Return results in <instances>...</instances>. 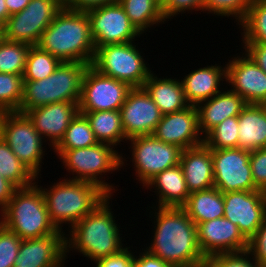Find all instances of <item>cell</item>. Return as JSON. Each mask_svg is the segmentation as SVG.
<instances>
[{
	"label": "cell",
	"mask_w": 266,
	"mask_h": 267,
	"mask_svg": "<svg viewBox=\"0 0 266 267\" xmlns=\"http://www.w3.org/2000/svg\"><path fill=\"white\" fill-rule=\"evenodd\" d=\"M152 214L154 234L145 249L171 267H204L205 257L197 239V227L182 207H158ZM154 214V216H153Z\"/></svg>",
	"instance_id": "obj_1"
},
{
	"label": "cell",
	"mask_w": 266,
	"mask_h": 267,
	"mask_svg": "<svg viewBox=\"0 0 266 267\" xmlns=\"http://www.w3.org/2000/svg\"><path fill=\"white\" fill-rule=\"evenodd\" d=\"M108 196L93 211L74 224L69 234L65 233V258L70 251L79 252L94 263L103 257L120 253L126 248L120 237V226L116 223L114 211ZM114 215V216H113ZM125 246V247H124ZM74 250V251H73Z\"/></svg>",
	"instance_id": "obj_2"
},
{
	"label": "cell",
	"mask_w": 266,
	"mask_h": 267,
	"mask_svg": "<svg viewBox=\"0 0 266 267\" xmlns=\"http://www.w3.org/2000/svg\"><path fill=\"white\" fill-rule=\"evenodd\" d=\"M37 45L62 62L91 65L95 55V44L87 12L63 6L43 32Z\"/></svg>",
	"instance_id": "obj_3"
},
{
	"label": "cell",
	"mask_w": 266,
	"mask_h": 267,
	"mask_svg": "<svg viewBox=\"0 0 266 267\" xmlns=\"http://www.w3.org/2000/svg\"><path fill=\"white\" fill-rule=\"evenodd\" d=\"M39 187L51 222L61 231L64 223L71 228L109 196L93 183L69 180L68 177L47 188Z\"/></svg>",
	"instance_id": "obj_4"
},
{
	"label": "cell",
	"mask_w": 266,
	"mask_h": 267,
	"mask_svg": "<svg viewBox=\"0 0 266 267\" xmlns=\"http://www.w3.org/2000/svg\"><path fill=\"white\" fill-rule=\"evenodd\" d=\"M38 178L33 185L18 188L2 209V225L22 240L65 234L66 231L58 230L51 222Z\"/></svg>",
	"instance_id": "obj_5"
},
{
	"label": "cell",
	"mask_w": 266,
	"mask_h": 267,
	"mask_svg": "<svg viewBox=\"0 0 266 267\" xmlns=\"http://www.w3.org/2000/svg\"><path fill=\"white\" fill-rule=\"evenodd\" d=\"M117 151L114 146L107 143H97L94 146L77 149L54 150L64 169L71 172L69 175H73L72 178L68 176L69 180L93 183L110 196L114 195V190L117 189L114 184L106 181V173L112 174L121 170L125 164L128 165L125 156L123 159V155Z\"/></svg>",
	"instance_id": "obj_6"
},
{
	"label": "cell",
	"mask_w": 266,
	"mask_h": 267,
	"mask_svg": "<svg viewBox=\"0 0 266 267\" xmlns=\"http://www.w3.org/2000/svg\"><path fill=\"white\" fill-rule=\"evenodd\" d=\"M88 64L81 62H62L45 79L23 81V96L18 112L56 103L79 102L84 74Z\"/></svg>",
	"instance_id": "obj_7"
},
{
	"label": "cell",
	"mask_w": 266,
	"mask_h": 267,
	"mask_svg": "<svg viewBox=\"0 0 266 267\" xmlns=\"http://www.w3.org/2000/svg\"><path fill=\"white\" fill-rule=\"evenodd\" d=\"M136 45L133 41L95 48L91 66L105 76L125 82L131 88L143 87L153 71Z\"/></svg>",
	"instance_id": "obj_8"
},
{
	"label": "cell",
	"mask_w": 266,
	"mask_h": 267,
	"mask_svg": "<svg viewBox=\"0 0 266 267\" xmlns=\"http://www.w3.org/2000/svg\"><path fill=\"white\" fill-rule=\"evenodd\" d=\"M0 136L25 166L37 177L41 175L46 143L26 114L1 112Z\"/></svg>",
	"instance_id": "obj_9"
},
{
	"label": "cell",
	"mask_w": 266,
	"mask_h": 267,
	"mask_svg": "<svg viewBox=\"0 0 266 267\" xmlns=\"http://www.w3.org/2000/svg\"><path fill=\"white\" fill-rule=\"evenodd\" d=\"M63 6L60 0H31L25 9L9 16L2 27V37L9 41L37 45Z\"/></svg>",
	"instance_id": "obj_10"
},
{
	"label": "cell",
	"mask_w": 266,
	"mask_h": 267,
	"mask_svg": "<svg viewBox=\"0 0 266 267\" xmlns=\"http://www.w3.org/2000/svg\"><path fill=\"white\" fill-rule=\"evenodd\" d=\"M127 141L132 151L130 163L134 164L136 179L143 186L158 173L180 163L182 149L153 135L136 136Z\"/></svg>",
	"instance_id": "obj_11"
},
{
	"label": "cell",
	"mask_w": 266,
	"mask_h": 267,
	"mask_svg": "<svg viewBox=\"0 0 266 267\" xmlns=\"http://www.w3.org/2000/svg\"><path fill=\"white\" fill-rule=\"evenodd\" d=\"M132 88L88 66L82 81L79 112L120 110Z\"/></svg>",
	"instance_id": "obj_12"
},
{
	"label": "cell",
	"mask_w": 266,
	"mask_h": 267,
	"mask_svg": "<svg viewBox=\"0 0 266 267\" xmlns=\"http://www.w3.org/2000/svg\"><path fill=\"white\" fill-rule=\"evenodd\" d=\"M214 187L222 193L234 191H256L251 165L250 151L241 148L211 149Z\"/></svg>",
	"instance_id": "obj_13"
},
{
	"label": "cell",
	"mask_w": 266,
	"mask_h": 267,
	"mask_svg": "<svg viewBox=\"0 0 266 267\" xmlns=\"http://www.w3.org/2000/svg\"><path fill=\"white\" fill-rule=\"evenodd\" d=\"M87 15L95 48L137 41L135 38L143 35L131 23L119 2L93 8Z\"/></svg>",
	"instance_id": "obj_14"
},
{
	"label": "cell",
	"mask_w": 266,
	"mask_h": 267,
	"mask_svg": "<svg viewBox=\"0 0 266 267\" xmlns=\"http://www.w3.org/2000/svg\"><path fill=\"white\" fill-rule=\"evenodd\" d=\"M226 82L247 104L266 103V73L245 51L228 59Z\"/></svg>",
	"instance_id": "obj_15"
},
{
	"label": "cell",
	"mask_w": 266,
	"mask_h": 267,
	"mask_svg": "<svg viewBox=\"0 0 266 267\" xmlns=\"http://www.w3.org/2000/svg\"><path fill=\"white\" fill-rule=\"evenodd\" d=\"M223 198L224 217L237 225L249 240L266 219V192H226Z\"/></svg>",
	"instance_id": "obj_16"
},
{
	"label": "cell",
	"mask_w": 266,
	"mask_h": 267,
	"mask_svg": "<svg viewBox=\"0 0 266 267\" xmlns=\"http://www.w3.org/2000/svg\"><path fill=\"white\" fill-rule=\"evenodd\" d=\"M119 111L127 139L152 135L163 115L143 87L132 88Z\"/></svg>",
	"instance_id": "obj_17"
},
{
	"label": "cell",
	"mask_w": 266,
	"mask_h": 267,
	"mask_svg": "<svg viewBox=\"0 0 266 267\" xmlns=\"http://www.w3.org/2000/svg\"><path fill=\"white\" fill-rule=\"evenodd\" d=\"M196 227L199 248L205 258L248 250L249 240L225 217L199 223Z\"/></svg>",
	"instance_id": "obj_18"
},
{
	"label": "cell",
	"mask_w": 266,
	"mask_h": 267,
	"mask_svg": "<svg viewBox=\"0 0 266 267\" xmlns=\"http://www.w3.org/2000/svg\"><path fill=\"white\" fill-rule=\"evenodd\" d=\"M152 135L156 139L176 145L182 150L204 144V137L198 125L197 108L194 105H189L178 112L162 115L161 121Z\"/></svg>",
	"instance_id": "obj_19"
},
{
	"label": "cell",
	"mask_w": 266,
	"mask_h": 267,
	"mask_svg": "<svg viewBox=\"0 0 266 267\" xmlns=\"http://www.w3.org/2000/svg\"><path fill=\"white\" fill-rule=\"evenodd\" d=\"M78 103L56 102L25 113L49 148L51 147L50 151L60 142L71 120L79 112Z\"/></svg>",
	"instance_id": "obj_20"
},
{
	"label": "cell",
	"mask_w": 266,
	"mask_h": 267,
	"mask_svg": "<svg viewBox=\"0 0 266 267\" xmlns=\"http://www.w3.org/2000/svg\"><path fill=\"white\" fill-rule=\"evenodd\" d=\"M65 234L22 240L13 267H65Z\"/></svg>",
	"instance_id": "obj_21"
},
{
	"label": "cell",
	"mask_w": 266,
	"mask_h": 267,
	"mask_svg": "<svg viewBox=\"0 0 266 267\" xmlns=\"http://www.w3.org/2000/svg\"><path fill=\"white\" fill-rule=\"evenodd\" d=\"M246 105L244 99L231 91L230 88L198 103L196 105L198 125L202 136L205 137L214 127L228 117L238 116Z\"/></svg>",
	"instance_id": "obj_22"
},
{
	"label": "cell",
	"mask_w": 266,
	"mask_h": 267,
	"mask_svg": "<svg viewBox=\"0 0 266 267\" xmlns=\"http://www.w3.org/2000/svg\"><path fill=\"white\" fill-rule=\"evenodd\" d=\"M179 164L190 193L214 187L212 153L205 144L182 150Z\"/></svg>",
	"instance_id": "obj_23"
},
{
	"label": "cell",
	"mask_w": 266,
	"mask_h": 267,
	"mask_svg": "<svg viewBox=\"0 0 266 267\" xmlns=\"http://www.w3.org/2000/svg\"><path fill=\"white\" fill-rule=\"evenodd\" d=\"M224 80L226 81V65H207L185 74L181 79L185 100L189 105L196 106L212 98L222 91L220 86L224 84Z\"/></svg>",
	"instance_id": "obj_24"
},
{
	"label": "cell",
	"mask_w": 266,
	"mask_h": 267,
	"mask_svg": "<svg viewBox=\"0 0 266 267\" xmlns=\"http://www.w3.org/2000/svg\"><path fill=\"white\" fill-rule=\"evenodd\" d=\"M143 187L150 191L155 189L158 207H182L190 195L180 164L158 173Z\"/></svg>",
	"instance_id": "obj_25"
},
{
	"label": "cell",
	"mask_w": 266,
	"mask_h": 267,
	"mask_svg": "<svg viewBox=\"0 0 266 267\" xmlns=\"http://www.w3.org/2000/svg\"><path fill=\"white\" fill-rule=\"evenodd\" d=\"M238 148L254 151L266 148V107L247 104L238 115Z\"/></svg>",
	"instance_id": "obj_26"
},
{
	"label": "cell",
	"mask_w": 266,
	"mask_h": 267,
	"mask_svg": "<svg viewBox=\"0 0 266 267\" xmlns=\"http://www.w3.org/2000/svg\"><path fill=\"white\" fill-rule=\"evenodd\" d=\"M143 88L164 114L178 112L189 106L185 100L180 78L158 77L152 72L145 81Z\"/></svg>",
	"instance_id": "obj_27"
},
{
	"label": "cell",
	"mask_w": 266,
	"mask_h": 267,
	"mask_svg": "<svg viewBox=\"0 0 266 267\" xmlns=\"http://www.w3.org/2000/svg\"><path fill=\"white\" fill-rule=\"evenodd\" d=\"M182 208L196 225L224 217L223 193L215 187L192 192Z\"/></svg>",
	"instance_id": "obj_28"
},
{
	"label": "cell",
	"mask_w": 266,
	"mask_h": 267,
	"mask_svg": "<svg viewBox=\"0 0 266 267\" xmlns=\"http://www.w3.org/2000/svg\"><path fill=\"white\" fill-rule=\"evenodd\" d=\"M86 116L98 143H107L115 148L117 145L127 142L125 137L121 114L119 110H104L94 112H79Z\"/></svg>",
	"instance_id": "obj_29"
},
{
	"label": "cell",
	"mask_w": 266,
	"mask_h": 267,
	"mask_svg": "<svg viewBox=\"0 0 266 267\" xmlns=\"http://www.w3.org/2000/svg\"><path fill=\"white\" fill-rule=\"evenodd\" d=\"M119 3L131 23L143 35L150 27L165 23L159 0H119Z\"/></svg>",
	"instance_id": "obj_30"
},
{
	"label": "cell",
	"mask_w": 266,
	"mask_h": 267,
	"mask_svg": "<svg viewBox=\"0 0 266 267\" xmlns=\"http://www.w3.org/2000/svg\"><path fill=\"white\" fill-rule=\"evenodd\" d=\"M0 174L17 188H26L36 183L37 176L13 153L0 136Z\"/></svg>",
	"instance_id": "obj_31"
},
{
	"label": "cell",
	"mask_w": 266,
	"mask_h": 267,
	"mask_svg": "<svg viewBox=\"0 0 266 267\" xmlns=\"http://www.w3.org/2000/svg\"><path fill=\"white\" fill-rule=\"evenodd\" d=\"M97 143L90 122L84 114L78 112L71 120L64 136L52 151L84 148L94 146Z\"/></svg>",
	"instance_id": "obj_32"
},
{
	"label": "cell",
	"mask_w": 266,
	"mask_h": 267,
	"mask_svg": "<svg viewBox=\"0 0 266 267\" xmlns=\"http://www.w3.org/2000/svg\"><path fill=\"white\" fill-rule=\"evenodd\" d=\"M61 63L60 59L42 50L38 45H32L27 54L23 81L45 79L54 73Z\"/></svg>",
	"instance_id": "obj_33"
},
{
	"label": "cell",
	"mask_w": 266,
	"mask_h": 267,
	"mask_svg": "<svg viewBox=\"0 0 266 267\" xmlns=\"http://www.w3.org/2000/svg\"><path fill=\"white\" fill-rule=\"evenodd\" d=\"M239 27L242 42L266 43V0H255Z\"/></svg>",
	"instance_id": "obj_34"
},
{
	"label": "cell",
	"mask_w": 266,
	"mask_h": 267,
	"mask_svg": "<svg viewBox=\"0 0 266 267\" xmlns=\"http://www.w3.org/2000/svg\"><path fill=\"white\" fill-rule=\"evenodd\" d=\"M29 44L0 38V73L23 75Z\"/></svg>",
	"instance_id": "obj_35"
},
{
	"label": "cell",
	"mask_w": 266,
	"mask_h": 267,
	"mask_svg": "<svg viewBox=\"0 0 266 267\" xmlns=\"http://www.w3.org/2000/svg\"><path fill=\"white\" fill-rule=\"evenodd\" d=\"M23 96V75L0 73V112L19 111Z\"/></svg>",
	"instance_id": "obj_36"
},
{
	"label": "cell",
	"mask_w": 266,
	"mask_h": 267,
	"mask_svg": "<svg viewBox=\"0 0 266 267\" xmlns=\"http://www.w3.org/2000/svg\"><path fill=\"white\" fill-rule=\"evenodd\" d=\"M238 136V116L228 117L204 137V144L210 149L238 148Z\"/></svg>",
	"instance_id": "obj_37"
},
{
	"label": "cell",
	"mask_w": 266,
	"mask_h": 267,
	"mask_svg": "<svg viewBox=\"0 0 266 267\" xmlns=\"http://www.w3.org/2000/svg\"><path fill=\"white\" fill-rule=\"evenodd\" d=\"M255 0H206L203 13L215 16L233 17L239 25L247 15L248 9ZM208 11V12H207Z\"/></svg>",
	"instance_id": "obj_38"
},
{
	"label": "cell",
	"mask_w": 266,
	"mask_h": 267,
	"mask_svg": "<svg viewBox=\"0 0 266 267\" xmlns=\"http://www.w3.org/2000/svg\"><path fill=\"white\" fill-rule=\"evenodd\" d=\"M204 267H264L259 265L248 250L221 253L205 259Z\"/></svg>",
	"instance_id": "obj_39"
},
{
	"label": "cell",
	"mask_w": 266,
	"mask_h": 267,
	"mask_svg": "<svg viewBox=\"0 0 266 267\" xmlns=\"http://www.w3.org/2000/svg\"><path fill=\"white\" fill-rule=\"evenodd\" d=\"M22 239L0 225V267H13Z\"/></svg>",
	"instance_id": "obj_40"
},
{
	"label": "cell",
	"mask_w": 266,
	"mask_h": 267,
	"mask_svg": "<svg viewBox=\"0 0 266 267\" xmlns=\"http://www.w3.org/2000/svg\"><path fill=\"white\" fill-rule=\"evenodd\" d=\"M206 0H163L161 2V12L164 20L170 19L176 15L181 16L183 13L190 11L203 12Z\"/></svg>",
	"instance_id": "obj_41"
},
{
	"label": "cell",
	"mask_w": 266,
	"mask_h": 267,
	"mask_svg": "<svg viewBox=\"0 0 266 267\" xmlns=\"http://www.w3.org/2000/svg\"><path fill=\"white\" fill-rule=\"evenodd\" d=\"M249 162L255 187L266 192V148L251 151Z\"/></svg>",
	"instance_id": "obj_42"
},
{
	"label": "cell",
	"mask_w": 266,
	"mask_h": 267,
	"mask_svg": "<svg viewBox=\"0 0 266 267\" xmlns=\"http://www.w3.org/2000/svg\"><path fill=\"white\" fill-rule=\"evenodd\" d=\"M248 251L259 265L266 267V219L249 239Z\"/></svg>",
	"instance_id": "obj_43"
},
{
	"label": "cell",
	"mask_w": 266,
	"mask_h": 267,
	"mask_svg": "<svg viewBox=\"0 0 266 267\" xmlns=\"http://www.w3.org/2000/svg\"><path fill=\"white\" fill-rule=\"evenodd\" d=\"M135 252L126 246L120 253L103 257L95 262V267H136Z\"/></svg>",
	"instance_id": "obj_44"
},
{
	"label": "cell",
	"mask_w": 266,
	"mask_h": 267,
	"mask_svg": "<svg viewBox=\"0 0 266 267\" xmlns=\"http://www.w3.org/2000/svg\"><path fill=\"white\" fill-rule=\"evenodd\" d=\"M245 51L254 62L266 73V43L261 42H242Z\"/></svg>",
	"instance_id": "obj_45"
},
{
	"label": "cell",
	"mask_w": 266,
	"mask_h": 267,
	"mask_svg": "<svg viewBox=\"0 0 266 267\" xmlns=\"http://www.w3.org/2000/svg\"><path fill=\"white\" fill-rule=\"evenodd\" d=\"M116 2L119 0H67L64 6L72 10L87 12L93 8Z\"/></svg>",
	"instance_id": "obj_46"
},
{
	"label": "cell",
	"mask_w": 266,
	"mask_h": 267,
	"mask_svg": "<svg viewBox=\"0 0 266 267\" xmlns=\"http://www.w3.org/2000/svg\"><path fill=\"white\" fill-rule=\"evenodd\" d=\"M139 252L138 257L135 255L136 267H171L167 262L151 254L145 248H142V252L141 250Z\"/></svg>",
	"instance_id": "obj_47"
},
{
	"label": "cell",
	"mask_w": 266,
	"mask_h": 267,
	"mask_svg": "<svg viewBox=\"0 0 266 267\" xmlns=\"http://www.w3.org/2000/svg\"><path fill=\"white\" fill-rule=\"evenodd\" d=\"M18 188L0 174V216L2 209L8 204Z\"/></svg>",
	"instance_id": "obj_48"
},
{
	"label": "cell",
	"mask_w": 266,
	"mask_h": 267,
	"mask_svg": "<svg viewBox=\"0 0 266 267\" xmlns=\"http://www.w3.org/2000/svg\"><path fill=\"white\" fill-rule=\"evenodd\" d=\"M31 0H5L8 14L20 12L30 3Z\"/></svg>",
	"instance_id": "obj_49"
},
{
	"label": "cell",
	"mask_w": 266,
	"mask_h": 267,
	"mask_svg": "<svg viewBox=\"0 0 266 267\" xmlns=\"http://www.w3.org/2000/svg\"><path fill=\"white\" fill-rule=\"evenodd\" d=\"M9 16L10 15L8 14V9H7L5 0H0V27L1 28L6 24Z\"/></svg>",
	"instance_id": "obj_50"
},
{
	"label": "cell",
	"mask_w": 266,
	"mask_h": 267,
	"mask_svg": "<svg viewBox=\"0 0 266 267\" xmlns=\"http://www.w3.org/2000/svg\"><path fill=\"white\" fill-rule=\"evenodd\" d=\"M2 37V29H0V38Z\"/></svg>",
	"instance_id": "obj_51"
},
{
	"label": "cell",
	"mask_w": 266,
	"mask_h": 267,
	"mask_svg": "<svg viewBox=\"0 0 266 267\" xmlns=\"http://www.w3.org/2000/svg\"><path fill=\"white\" fill-rule=\"evenodd\" d=\"M63 4L67 1V0H60Z\"/></svg>",
	"instance_id": "obj_52"
}]
</instances>
